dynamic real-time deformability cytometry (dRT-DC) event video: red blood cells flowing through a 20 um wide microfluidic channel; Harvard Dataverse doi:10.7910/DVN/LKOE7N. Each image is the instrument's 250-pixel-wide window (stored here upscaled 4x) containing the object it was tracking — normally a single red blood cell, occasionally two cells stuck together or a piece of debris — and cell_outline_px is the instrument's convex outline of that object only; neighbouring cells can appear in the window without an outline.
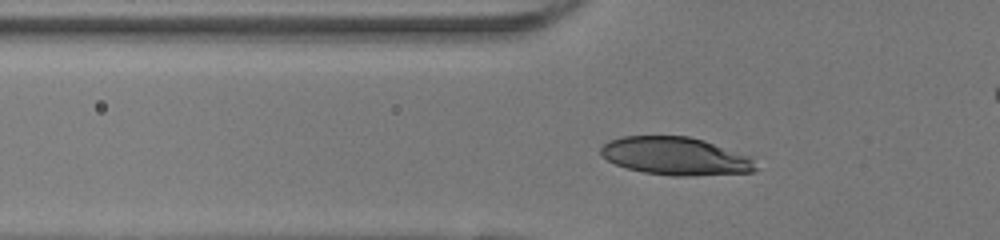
{"species": "human", "species_latin": "Homo sapiens", "temperature_condition": "room temperature", "stored_images_in_passage": 40, "camera_frame_rate_fps": 3000, "um_per_image_px": 0.085, "donor": {"sex": "female"}, "frame": {"image": 1, "passage_image": 13, "time_ms": 4.0, "image_size_px": [1000, 240], "cell_outline_px": [[760, 168], [752, 172], [692, 176], [672, 176], [644, 172], [628, 168], [616, 164], [608, 160], [600, 152], [600, 148], [608, 140], [624, 136], [688, 136], [704, 140], [752, 156]], "centroid_in_image_um": [57.49, 13.27], "position_along_channel_um": 68.3, "area_um2": 34.51}}
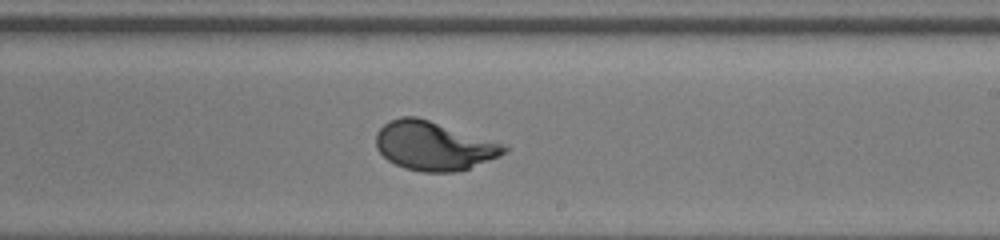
{"frame": {"image": 2, "passage_image": 27, "time_ms": 8.667, "image_size_px": [1000, 240], "cell_outline_px": [[508, 148], [500, 156], [468, 168], [452, 172], [424, 172], [404, 168], [388, 160], [376, 148], [376, 132], [384, 124], [400, 116], [416, 116], [500, 144]], "centroid_in_image_um": [36.78, 12.41], "position_along_channel_um": 252.2, "area_um2": 35.55}}
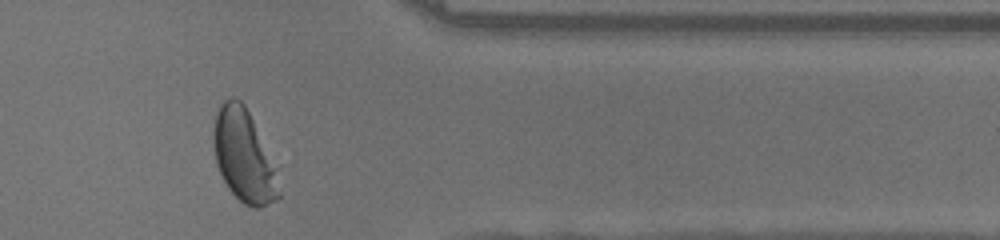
{"frame": {"image": 3, "passage_image": 38, "time_ms": 12.333, "image_size_px": [1000, 240], "cell_outline_px": [[280, 196], [276, 200], [260, 208], [252, 208], [244, 204], [228, 188], [216, 164], [216, 116], [220, 104], [228, 96], [236, 96], [244, 104], [252, 120], [272, 168], [280, 192]], "centroid_in_image_um": [20.69, 13.28], "position_along_channel_um": 390.7, "area_um2": 33.18}, "authors_computed_cell_mechanics": {"area_um2": 35.4892, "velocity_mm_per_s": 4.0147, "shape_relaxation_time_tau1_ms": 2.4545, "shape_relaxation_time_tau2_ms": null, "deformation_change_tau1": 0.1555, "deformation_change_tau2": null}}